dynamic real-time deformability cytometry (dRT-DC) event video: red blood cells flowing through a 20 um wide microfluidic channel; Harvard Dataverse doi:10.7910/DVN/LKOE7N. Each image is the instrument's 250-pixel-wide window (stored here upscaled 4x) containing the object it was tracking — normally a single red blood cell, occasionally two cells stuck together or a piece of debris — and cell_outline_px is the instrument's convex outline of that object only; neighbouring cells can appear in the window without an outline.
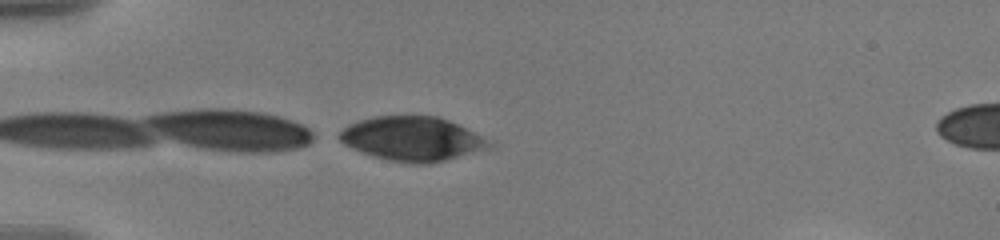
{"species": "human", "species_latin": "Homo sapiens", "temperature_condition": "warm", "stored_images_in_passage": 17, "camera_frame_rate_fps": 3000, "um_per_image_px": 0.085, "donor": {"sex": "male"}, "frame": {"image": 1, "passage_image": 17, "time_ms": 5.333, "image_size_px": [1000, 240], "cell_outline_px": [[492, 144], [488, 148], [444, 160], [428, 164], [408, 164], [388, 160], [372, 156], [352, 148], [344, 144], [332, 136], [348, 124], [360, 120], [376, 116], [440, 116], [480, 136]], "centroid_in_image_um": [34.91, 11.8], "position_along_channel_um": 50.1, "area_um2": 38.38}}